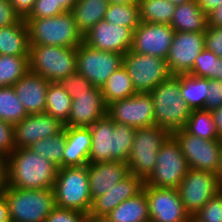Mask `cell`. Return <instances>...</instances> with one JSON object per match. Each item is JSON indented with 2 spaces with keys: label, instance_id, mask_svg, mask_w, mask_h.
Returning a JSON list of instances; mask_svg holds the SVG:
<instances>
[{
  "label": "cell",
  "instance_id": "e0dca14e",
  "mask_svg": "<svg viewBox=\"0 0 222 222\" xmlns=\"http://www.w3.org/2000/svg\"><path fill=\"white\" fill-rule=\"evenodd\" d=\"M174 34L175 30L169 24L140 22L133 31L130 50L166 60Z\"/></svg>",
  "mask_w": 222,
  "mask_h": 222
},
{
  "label": "cell",
  "instance_id": "94428289",
  "mask_svg": "<svg viewBox=\"0 0 222 222\" xmlns=\"http://www.w3.org/2000/svg\"><path fill=\"white\" fill-rule=\"evenodd\" d=\"M220 191L222 192V180L220 181Z\"/></svg>",
  "mask_w": 222,
  "mask_h": 222
},
{
  "label": "cell",
  "instance_id": "91938a15",
  "mask_svg": "<svg viewBox=\"0 0 222 222\" xmlns=\"http://www.w3.org/2000/svg\"><path fill=\"white\" fill-rule=\"evenodd\" d=\"M173 5H181L192 0H169Z\"/></svg>",
  "mask_w": 222,
  "mask_h": 222
},
{
  "label": "cell",
  "instance_id": "83f0119b",
  "mask_svg": "<svg viewBox=\"0 0 222 222\" xmlns=\"http://www.w3.org/2000/svg\"><path fill=\"white\" fill-rule=\"evenodd\" d=\"M112 222H147L150 221L148 200L142 190L136 196L120 203L108 215Z\"/></svg>",
  "mask_w": 222,
  "mask_h": 222
},
{
  "label": "cell",
  "instance_id": "603a6c76",
  "mask_svg": "<svg viewBox=\"0 0 222 222\" xmlns=\"http://www.w3.org/2000/svg\"><path fill=\"white\" fill-rule=\"evenodd\" d=\"M50 81L28 71L13 88L27 114L45 113L46 94Z\"/></svg>",
  "mask_w": 222,
  "mask_h": 222
},
{
  "label": "cell",
  "instance_id": "ffe728a7",
  "mask_svg": "<svg viewBox=\"0 0 222 222\" xmlns=\"http://www.w3.org/2000/svg\"><path fill=\"white\" fill-rule=\"evenodd\" d=\"M107 114L101 88L94 87L88 93L76 94L72 98L70 116L64 127H90Z\"/></svg>",
  "mask_w": 222,
  "mask_h": 222
},
{
  "label": "cell",
  "instance_id": "7bdbcfd3",
  "mask_svg": "<svg viewBox=\"0 0 222 222\" xmlns=\"http://www.w3.org/2000/svg\"><path fill=\"white\" fill-rule=\"evenodd\" d=\"M62 13L59 7H55V0H36L31 12L25 18H46Z\"/></svg>",
  "mask_w": 222,
  "mask_h": 222
},
{
  "label": "cell",
  "instance_id": "cb8c5ba5",
  "mask_svg": "<svg viewBox=\"0 0 222 222\" xmlns=\"http://www.w3.org/2000/svg\"><path fill=\"white\" fill-rule=\"evenodd\" d=\"M66 143L63 152V167L88 165L91 149L89 127H64Z\"/></svg>",
  "mask_w": 222,
  "mask_h": 222
},
{
  "label": "cell",
  "instance_id": "1f68e13d",
  "mask_svg": "<svg viewBox=\"0 0 222 222\" xmlns=\"http://www.w3.org/2000/svg\"><path fill=\"white\" fill-rule=\"evenodd\" d=\"M138 5L140 22L169 25L176 7L169 0H139Z\"/></svg>",
  "mask_w": 222,
  "mask_h": 222
},
{
  "label": "cell",
  "instance_id": "8d00e7d4",
  "mask_svg": "<svg viewBox=\"0 0 222 222\" xmlns=\"http://www.w3.org/2000/svg\"><path fill=\"white\" fill-rule=\"evenodd\" d=\"M104 20L116 26L128 27L134 31L140 23L139 5L109 4Z\"/></svg>",
  "mask_w": 222,
  "mask_h": 222
},
{
  "label": "cell",
  "instance_id": "8992f818",
  "mask_svg": "<svg viewBox=\"0 0 222 222\" xmlns=\"http://www.w3.org/2000/svg\"><path fill=\"white\" fill-rule=\"evenodd\" d=\"M53 191L55 206L89 213L92 197L88 165L58 168Z\"/></svg>",
  "mask_w": 222,
  "mask_h": 222
},
{
  "label": "cell",
  "instance_id": "52a82bcc",
  "mask_svg": "<svg viewBox=\"0 0 222 222\" xmlns=\"http://www.w3.org/2000/svg\"><path fill=\"white\" fill-rule=\"evenodd\" d=\"M77 48L29 45V71L50 82H60L77 72Z\"/></svg>",
  "mask_w": 222,
  "mask_h": 222
},
{
  "label": "cell",
  "instance_id": "2e32d148",
  "mask_svg": "<svg viewBox=\"0 0 222 222\" xmlns=\"http://www.w3.org/2000/svg\"><path fill=\"white\" fill-rule=\"evenodd\" d=\"M205 48V34L175 31L166 62L172 75L188 74Z\"/></svg>",
  "mask_w": 222,
  "mask_h": 222
},
{
  "label": "cell",
  "instance_id": "d6a6232c",
  "mask_svg": "<svg viewBox=\"0 0 222 222\" xmlns=\"http://www.w3.org/2000/svg\"><path fill=\"white\" fill-rule=\"evenodd\" d=\"M27 115L13 86L0 87V120L14 126Z\"/></svg>",
  "mask_w": 222,
  "mask_h": 222
},
{
  "label": "cell",
  "instance_id": "4fadbf2b",
  "mask_svg": "<svg viewBox=\"0 0 222 222\" xmlns=\"http://www.w3.org/2000/svg\"><path fill=\"white\" fill-rule=\"evenodd\" d=\"M177 189L191 217L220 191V180L216 174L189 168Z\"/></svg>",
  "mask_w": 222,
  "mask_h": 222
},
{
  "label": "cell",
  "instance_id": "ac0fdd59",
  "mask_svg": "<svg viewBox=\"0 0 222 222\" xmlns=\"http://www.w3.org/2000/svg\"><path fill=\"white\" fill-rule=\"evenodd\" d=\"M64 129L56 118L46 114H28L14 125V147L28 148L37 141L57 135Z\"/></svg>",
  "mask_w": 222,
  "mask_h": 222
},
{
  "label": "cell",
  "instance_id": "5bb4252c",
  "mask_svg": "<svg viewBox=\"0 0 222 222\" xmlns=\"http://www.w3.org/2000/svg\"><path fill=\"white\" fill-rule=\"evenodd\" d=\"M107 115L114 121L134 128L154 125V106L150 93H135L107 105Z\"/></svg>",
  "mask_w": 222,
  "mask_h": 222
},
{
  "label": "cell",
  "instance_id": "6f0895ef",
  "mask_svg": "<svg viewBox=\"0 0 222 222\" xmlns=\"http://www.w3.org/2000/svg\"><path fill=\"white\" fill-rule=\"evenodd\" d=\"M139 0H108L109 4H124V5H131V4H138Z\"/></svg>",
  "mask_w": 222,
  "mask_h": 222
},
{
  "label": "cell",
  "instance_id": "816d5d0a",
  "mask_svg": "<svg viewBox=\"0 0 222 222\" xmlns=\"http://www.w3.org/2000/svg\"><path fill=\"white\" fill-rule=\"evenodd\" d=\"M0 222H10L8 205L3 195L0 196Z\"/></svg>",
  "mask_w": 222,
  "mask_h": 222
},
{
  "label": "cell",
  "instance_id": "f546056e",
  "mask_svg": "<svg viewBox=\"0 0 222 222\" xmlns=\"http://www.w3.org/2000/svg\"><path fill=\"white\" fill-rule=\"evenodd\" d=\"M101 92L106 105L116 100L129 98L136 93L132 80L123 65L112 73L101 88Z\"/></svg>",
  "mask_w": 222,
  "mask_h": 222
},
{
  "label": "cell",
  "instance_id": "681fc988",
  "mask_svg": "<svg viewBox=\"0 0 222 222\" xmlns=\"http://www.w3.org/2000/svg\"><path fill=\"white\" fill-rule=\"evenodd\" d=\"M208 25L222 27V4L208 15Z\"/></svg>",
  "mask_w": 222,
  "mask_h": 222
},
{
  "label": "cell",
  "instance_id": "11a10c76",
  "mask_svg": "<svg viewBox=\"0 0 222 222\" xmlns=\"http://www.w3.org/2000/svg\"><path fill=\"white\" fill-rule=\"evenodd\" d=\"M6 184L5 160L0 159V196L3 193Z\"/></svg>",
  "mask_w": 222,
  "mask_h": 222
},
{
  "label": "cell",
  "instance_id": "d6986e66",
  "mask_svg": "<svg viewBox=\"0 0 222 222\" xmlns=\"http://www.w3.org/2000/svg\"><path fill=\"white\" fill-rule=\"evenodd\" d=\"M132 39L130 28L113 25L104 19L84 36V42L92 48L123 55L131 49Z\"/></svg>",
  "mask_w": 222,
  "mask_h": 222
},
{
  "label": "cell",
  "instance_id": "9a60e30c",
  "mask_svg": "<svg viewBox=\"0 0 222 222\" xmlns=\"http://www.w3.org/2000/svg\"><path fill=\"white\" fill-rule=\"evenodd\" d=\"M143 190L148 200L150 221L191 222V217L184 209L178 189L144 184Z\"/></svg>",
  "mask_w": 222,
  "mask_h": 222
},
{
  "label": "cell",
  "instance_id": "d4e9b609",
  "mask_svg": "<svg viewBox=\"0 0 222 222\" xmlns=\"http://www.w3.org/2000/svg\"><path fill=\"white\" fill-rule=\"evenodd\" d=\"M170 26L178 32L204 33L208 28V15L192 0L175 7Z\"/></svg>",
  "mask_w": 222,
  "mask_h": 222
},
{
  "label": "cell",
  "instance_id": "e575fe53",
  "mask_svg": "<svg viewBox=\"0 0 222 222\" xmlns=\"http://www.w3.org/2000/svg\"><path fill=\"white\" fill-rule=\"evenodd\" d=\"M66 143V130L57 135L47 137L32 144L29 148L46 158L58 168L63 167V152Z\"/></svg>",
  "mask_w": 222,
  "mask_h": 222
},
{
  "label": "cell",
  "instance_id": "f35d334b",
  "mask_svg": "<svg viewBox=\"0 0 222 222\" xmlns=\"http://www.w3.org/2000/svg\"><path fill=\"white\" fill-rule=\"evenodd\" d=\"M218 56L204 48L197 56L192 70L188 73L192 76L215 79V67Z\"/></svg>",
  "mask_w": 222,
  "mask_h": 222
},
{
  "label": "cell",
  "instance_id": "680465c9",
  "mask_svg": "<svg viewBox=\"0 0 222 222\" xmlns=\"http://www.w3.org/2000/svg\"><path fill=\"white\" fill-rule=\"evenodd\" d=\"M216 176L218 177V179L220 181L222 180V148H221L220 155H219V164L217 167Z\"/></svg>",
  "mask_w": 222,
  "mask_h": 222
},
{
  "label": "cell",
  "instance_id": "ba28073f",
  "mask_svg": "<svg viewBox=\"0 0 222 222\" xmlns=\"http://www.w3.org/2000/svg\"><path fill=\"white\" fill-rule=\"evenodd\" d=\"M171 134L157 125L136 128L131 152L127 160L132 175L145 180L156 166L160 147Z\"/></svg>",
  "mask_w": 222,
  "mask_h": 222
},
{
  "label": "cell",
  "instance_id": "8fae6325",
  "mask_svg": "<svg viewBox=\"0 0 222 222\" xmlns=\"http://www.w3.org/2000/svg\"><path fill=\"white\" fill-rule=\"evenodd\" d=\"M77 72L92 85L102 88L108 78L123 65V54L101 51L85 42L77 47Z\"/></svg>",
  "mask_w": 222,
  "mask_h": 222
},
{
  "label": "cell",
  "instance_id": "ee69618b",
  "mask_svg": "<svg viewBox=\"0 0 222 222\" xmlns=\"http://www.w3.org/2000/svg\"><path fill=\"white\" fill-rule=\"evenodd\" d=\"M205 34V48L222 58V27L208 26Z\"/></svg>",
  "mask_w": 222,
  "mask_h": 222
},
{
  "label": "cell",
  "instance_id": "f5cc1de1",
  "mask_svg": "<svg viewBox=\"0 0 222 222\" xmlns=\"http://www.w3.org/2000/svg\"><path fill=\"white\" fill-rule=\"evenodd\" d=\"M77 0H55V7H59L63 13L71 11Z\"/></svg>",
  "mask_w": 222,
  "mask_h": 222
},
{
  "label": "cell",
  "instance_id": "7a4b0ae2",
  "mask_svg": "<svg viewBox=\"0 0 222 222\" xmlns=\"http://www.w3.org/2000/svg\"><path fill=\"white\" fill-rule=\"evenodd\" d=\"M91 149L88 164L109 161L127 162L136 128L114 122L107 114L90 127Z\"/></svg>",
  "mask_w": 222,
  "mask_h": 222
},
{
  "label": "cell",
  "instance_id": "4dcf8cb0",
  "mask_svg": "<svg viewBox=\"0 0 222 222\" xmlns=\"http://www.w3.org/2000/svg\"><path fill=\"white\" fill-rule=\"evenodd\" d=\"M72 98L58 82H50L47 88L45 113L62 124L68 121Z\"/></svg>",
  "mask_w": 222,
  "mask_h": 222
},
{
  "label": "cell",
  "instance_id": "4316f807",
  "mask_svg": "<svg viewBox=\"0 0 222 222\" xmlns=\"http://www.w3.org/2000/svg\"><path fill=\"white\" fill-rule=\"evenodd\" d=\"M108 6V0H77L70 12L83 36L104 19Z\"/></svg>",
  "mask_w": 222,
  "mask_h": 222
},
{
  "label": "cell",
  "instance_id": "30bf717a",
  "mask_svg": "<svg viewBox=\"0 0 222 222\" xmlns=\"http://www.w3.org/2000/svg\"><path fill=\"white\" fill-rule=\"evenodd\" d=\"M123 66L132 80L136 93H150L172 75L165 59L132 50L124 54Z\"/></svg>",
  "mask_w": 222,
  "mask_h": 222
},
{
  "label": "cell",
  "instance_id": "f6af8a7d",
  "mask_svg": "<svg viewBox=\"0 0 222 222\" xmlns=\"http://www.w3.org/2000/svg\"><path fill=\"white\" fill-rule=\"evenodd\" d=\"M207 98L204 110L212 111L222 106V81L209 79Z\"/></svg>",
  "mask_w": 222,
  "mask_h": 222
},
{
  "label": "cell",
  "instance_id": "9f6ffc18",
  "mask_svg": "<svg viewBox=\"0 0 222 222\" xmlns=\"http://www.w3.org/2000/svg\"><path fill=\"white\" fill-rule=\"evenodd\" d=\"M215 79L222 81V58L219 57L215 67Z\"/></svg>",
  "mask_w": 222,
  "mask_h": 222
},
{
  "label": "cell",
  "instance_id": "f1b7e54d",
  "mask_svg": "<svg viewBox=\"0 0 222 222\" xmlns=\"http://www.w3.org/2000/svg\"><path fill=\"white\" fill-rule=\"evenodd\" d=\"M209 87V79L180 74L181 97L191 110L204 109Z\"/></svg>",
  "mask_w": 222,
  "mask_h": 222
},
{
  "label": "cell",
  "instance_id": "7402d4cb",
  "mask_svg": "<svg viewBox=\"0 0 222 222\" xmlns=\"http://www.w3.org/2000/svg\"><path fill=\"white\" fill-rule=\"evenodd\" d=\"M129 174V167L123 161L88 164L89 188L92 201L109 191Z\"/></svg>",
  "mask_w": 222,
  "mask_h": 222
},
{
  "label": "cell",
  "instance_id": "836d02e7",
  "mask_svg": "<svg viewBox=\"0 0 222 222\" xmlns=\"http://www.w3.org/2000/svg\"><path fill=\"white\" fill-rule=\"evenodd\" d=\"M184 129L197 137L212 140L220 139L211 111L192 110Z\"/></svg>",
  "mask_w": 222,
  "mask_h": 222
},
{
  "label": "cell",
  "instance_id": "277c9868",
  "mask_svg": "<svg viewBox=\"0 0 222 222\" xmlns=\"http://www.w3.org/2000/svg\"><path fill=\"white\" fill-rule=\"evenodd\" d=\"M24 20L28 28L29 45L77 48L84 42V36L70 11L53 17Z\"/></svg>",
  "mask_w": 222,
  "mask_h": 222
},
{
  "label": "cell",
  "instance_id": "5b68a950",
  "mask_svg": "<svg viewBox=\"0 0 222 222\" xmlns=\"http://www.w3.org/2000/svg\"><path fill=\"white\" fill-rule=\"evenodd\" d=\"M10 222H45L55 207L53 189H19L5 184Z\"/></svg>",
  "mask_w": 222,
  "mask_h": 222
},
{
  "label": "cell",
  "instance_id": "d590c367",
  "mask_svg": "<svg viewBox=\"0 0 222 222\" xmlns=\"http://www.w3.org/2000/svg\"><path fill=\"white\" fill-rule=\"evenodd\" d=\"M28 58L0 55V87L13 86L29 71Z\"/></svg>",
  "mask_w": 222,
  "mask_h": 222
},
{
  "label": "cell",
  "instance_id": "484cf974",
  "mask_svg": "<svg viewBox=\"0 0 222 222\" xmlns=\"http://www.w3.org/2000/svg\"><path fill=\"white\" fill-rule=\"evenodd\" d=\"M0 55L29 57L28 28L24 18L0 28Z\"/></svg>",
  "mask_w": 222,
  "mask_h": 222
},
{
  "label": "cell",
  "instance_id": "74e56055",
  "mask_svg": "<svg viewBox=\"0 0 222 222\" xmlns=\"http://www.w3.org/2000/svg\"><path fill=\"white\" fill-rule=\"evenodd\" d=\"M191 222H222V192L219 191L191 216Z\"/></svg>",
  "mask_w": 222,
  "mask_h": 222
},
{
  "label": "cell",
  "instance_id": "c3c4849f",
  "mask_svg": "<svg viewBox=\"0 0 222 222\" xmlns=\"http://www.w3.org/2000/svg\"><path fill=\"white\" fill-rule=\"evenodd\" d=\"M198 7L205 14L209 15L212 11H214L217 7L222 4V0H196Z\"/></svg>",
  "mask_w": 222,
  "mask_h": 222
},
{
  "label": "cell",
  "instance_id": "ab89813d",
  "mask_svg": "<svg viewBox=\"0 0 222 222\" xmlns=\"http://www.w3.org/2000/svg\"><path fill=\"white\" fill-rule=\"evenodd\" d=\"M59 84L64 87L65 91L71 98H73L76 94L88 93L95 87L78 72L68 75L62 79Z\"/></svg>",
  "mask_w": 222,
  "mask_h": 222
},
{
  "label": "cell",
  "instance_id": "7dc6e473",
  "mask_svg": "<svg viewBox=\"0 0 222 222\" xmlns=\"http://www.w3.org/2000/svg\"><path fill=\"white\" fill-rule=\"evenodd\" d=\"M36 0H9L21 18H25L32 10Z\"/></svg>",
  "mask_w": 222,
  "mask_h": 222
},
{
  "label": "cell",
  "instance_id": "db71d44e",
  "mask_svg": "<svg viewBox=\"0 0 222 222\" xmlns=\"http://www.w3.org/2000/svg\"><path fill=\"white\" fill-rule=\"evenodd\" d=\"M85 222H112L107 216H97L92 213H86Z\"/></svg>",
  "mask_w": 222,
  "mask_h": 222
},
{
  "label": "cell",
  "instance_id": "44dd1931",
  "mask_svg": "<svg viewBox=\"0 0 222 222\" xmlns=\"http://www.w3.org/2000/svg\"><path fill=\"white\" fill-rule=\"evenodd\" d=\"M144 180L131 173L115 184L109 191L92 201L90 213L106 216L123 201L136 196L143 190Z\"/></svg>",
  "mask_w": 222,
  "mask_h": 222
},
{
  "label": "cell",
  "instance_id": "60d3db41",
  "mask_svg": "<svg viewBox=\"0 0 222 222\" xmlns=\"http://www.w3.org/2000/svg\"><path fill=\"white\" fill-rule=\"evenodd\" d=\"M14 149V126L0 120V159L5 160Z\"/></svg>",
  "mask_w": 222,
  "mask_h": 222
},
{
  "label": "cell",
  "instance_id": "6da1fadb",
  "mask_svg": "<svg viewBox=\"0 0 222 222\" xmlns=\"http://www.w3.org/2000/svg\"><path fill=\"white\" fill-rule=\"evenodd\" d=\"M58 167L28 148H17L5 159L6 185L19 189H53Z\"/></svg>",
  "mask_w": 222,
  "mask_h": 222
},
{
  "label": "cell",
  "instance_id": "9c48e42d",
  "mask_svg": "<svg viewBox=\"0 0 222 222\" xmlns=\"http://www.w3.org/2000/svg\"><path fill=\"white\" fill-rule=\"evenodd\" d=\"M187 161L176 139L170 135L160 147L156 166L144 184L159 188L177 189L188 172Z\"/></svg>",
  "mask_w": 222,
  "mask_h": 222
},
{
  "label": "cell",
  "instance_id": "7c38bea8",
  "mask_svg": "<svg viewBox=\"0 0 222 222\" xmlns=\"http://www.w3.org/2000/svg\"><path fill=\"white\" fill-rule=\"evenodd\" d=\"M171 135L178 142L189 168L216 174L222 140H206L188 133L184 128Z\"/></svg>",
  "mask_w": 222,
  "mask_h": 222
},
{
  "label": "cell",
  "instance_id": "3957f363",
  "mask_svg": "<svg viewBox=\"0 0 222 222\" xmlns=\"http://www.w3.org/2000/svg\"><path fill=\"white\" fill-rule=\"evenodd\" d=\"M150 95L154 106V125L170 134L185 127L192 110L181 97L180 74L162 81Z\"/></svg>",
  "mask_w": 222,
  "mask_h": 222
},
{
  "label": "cell",
  "instance_id": "b9f144b4",
  "mask_svg": "<svg viewBox=\"0 0 222 222\" xmlns=\"http://www.w3.org/2000/svg\"><path fill=\"white\" fill-rule=\"evenodd\" d=\"M86 213L55 206L45 222H85Z\"/></svg>",
  "mask_w": 222,
  "mask_h": 222
},
{
  "label": "cell",
  "instance_id": "bcb514c9",
  "mask_svg": "<svg viewBox=\"0 0 222 222\" xmlns=\"http://www.w3.org/2000/svg\"><path fill=\"white\" fill-rule=\"evenodd\" d=\"M21 19L9 0H0V28L11 26Z\"/></svg>",
  "mask_w": 222,
  "mask_h": 222
},
{
  "label": "cell",
  "instance_id": "f907efd6",
  "mask_svg": "<svg viewBox=\"0 0 222 222\" xmlns=\"http://www.w3.org/2000/svg\"><path fill=\"white\" fill-rule=\"evenodd\" d=\"M216 129L219 134L220 140H222V106L211 111Z\"/></svg>",
  "mask_w": 222,
  "mask_h": 222
}]
</instances>
